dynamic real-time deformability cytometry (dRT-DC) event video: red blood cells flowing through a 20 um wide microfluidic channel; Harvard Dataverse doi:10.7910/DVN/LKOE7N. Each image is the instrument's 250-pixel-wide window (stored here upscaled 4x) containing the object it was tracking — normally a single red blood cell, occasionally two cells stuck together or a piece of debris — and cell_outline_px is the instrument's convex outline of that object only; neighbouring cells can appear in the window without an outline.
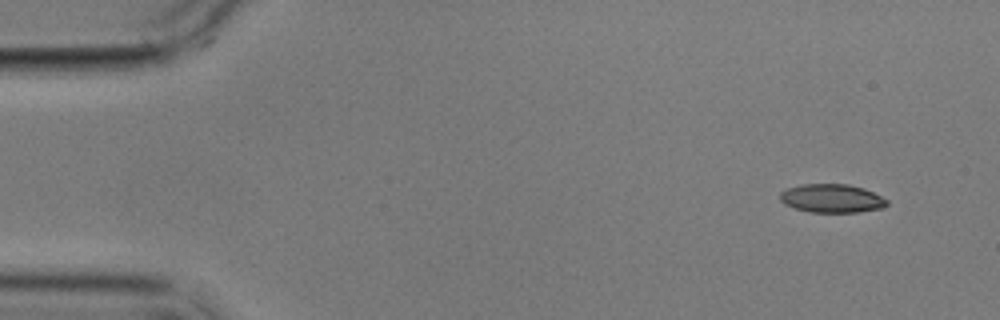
{"species": "common noctule bat (a hibernating species)", "species_latin": "Nyctalus noctula", "temperature_condition": "cold", "stored_images_in_passage": 9, "camera_frame_rate_fps": 3000, "um_per_image_px": 0.085, "animal": {"sex": "male", "body_mass_g": 17.9}, "frame": {"image": 1, "passage_image": 1, "time_ms": 0.0, "image_size_px": [1000, 320], "cell_outline_px": [[888, 204], [884, 208], [860, 212], [808, 212], [784, 204], [780, 200], [780, 192], [788, 188], [800, 184], [848, 184], [864, 188], [888, 200]], "centroid_in_image_um": [70.71, 16.86], "position_along_channel_um": 14.3, "area_um2": 17.86}}
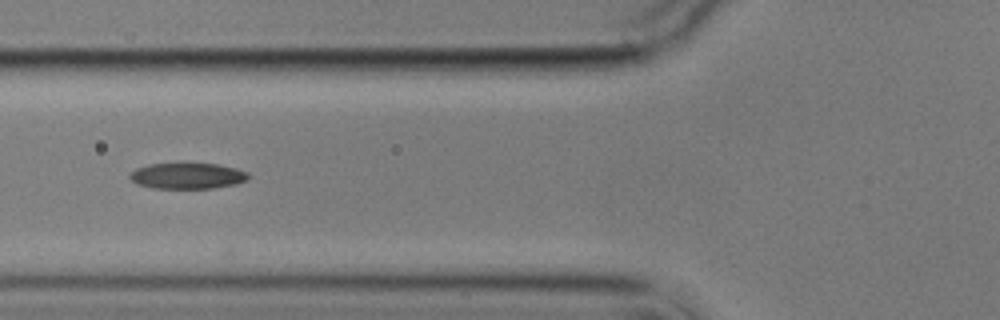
{"frame": {"image": 2, "passage_image": 6, "time_ms": 5.667, "image_size_px": [1000, 320], "cell_outline_px": [[248, 180], [236, 184], [212, 188], [152, 188], [136, 184], [128, 176], [136, 168], [148, 164], [216, 164], [236, 168], [248, 172]], "centroid_in_image_um": [15.93, 14.95], "position_along_channel_um": 109.9, "area_um2": 17.8}}
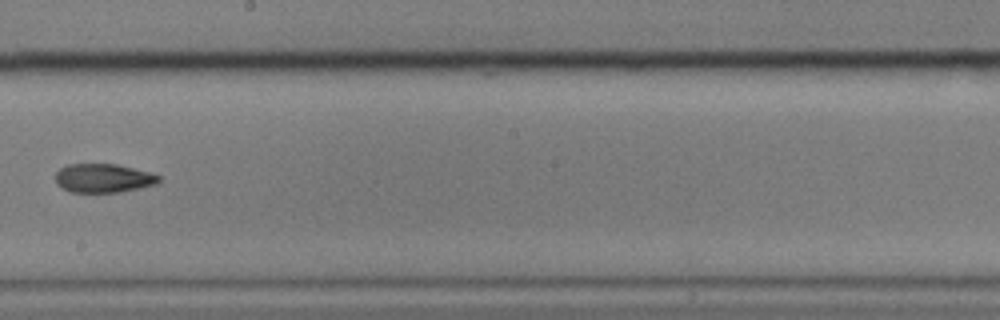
{"frame": {"image": 3, "passage_image": 9, "time_ms": 9.333, "image_size_px": [1000, 320], "cell_outline_px": [[160, 180], [156, 184], [140, 188], [120, 192], [72, 192], [60, 188], [56, 184], [56, 172], [60, 168], [68, 164], [116, 164], [148, 172], [160, 176]], "centroid_in_image_um": [8.75, 15.15], "position_along_channel_um": 239.4, "area_um2": 17.34}}